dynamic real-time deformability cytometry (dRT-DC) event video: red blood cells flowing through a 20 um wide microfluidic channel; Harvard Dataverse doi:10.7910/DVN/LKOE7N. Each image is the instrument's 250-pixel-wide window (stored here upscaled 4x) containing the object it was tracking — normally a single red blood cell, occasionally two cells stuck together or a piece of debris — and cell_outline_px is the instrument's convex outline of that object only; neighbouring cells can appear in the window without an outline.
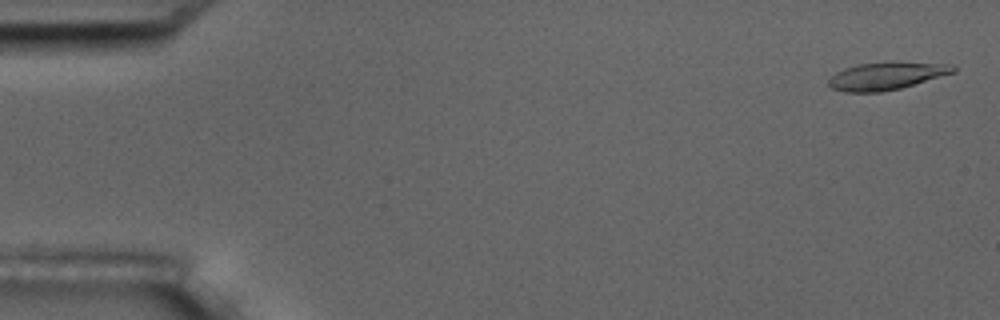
{"species": "common noctule bat (a hibernating species)", "species_latin": "Nyctalus noctula", "temperature_condition": "room temperature", "stored_images_in_passage": 8, "camera_frame_rate_fps": 3000, "um_per_image_px": 0.085, "animal": {"sex": "male", "body_mass_g": 17.5, "forearm_length_mm": 52.3}, "frame": {"image": 1, "passage_image": 1, "time_ms": 0.0, "image_size_px": [1000, 320], "cell_outline_px": [[956, 72], [900, 88], [880, 92], [844, 92], [832, 88], [828, 84], [828, 80], [836, 72], [844, 68], [856, 64], [944, 64], [956, 68]], "centroid_in_image_um": [75.25, 6.5], "position_along_channel_um": 9.8, "area_um2": 19.02}}
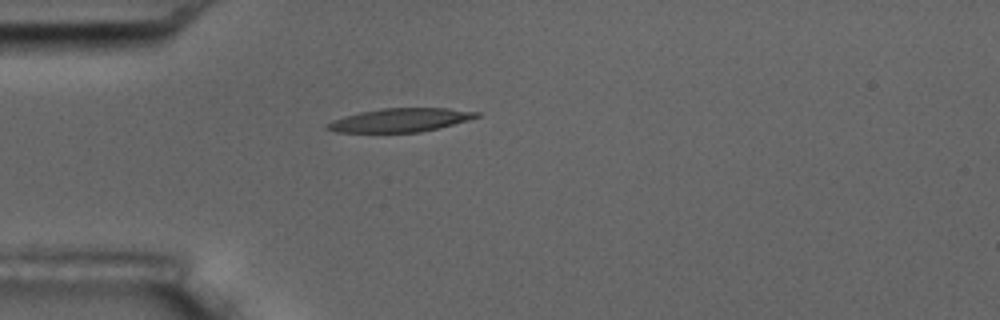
{"frame": {"image": 2, "passage_image": 5, "time_ms": 4.667, "image_size_px": [1000, 320], "cell_outline_px": [[480, 116], [468, 120], [420, 132], [336, 132], [324, 128], [332, 120], [344, 116], [360, 112], [380, 108], [448, 108], [480, 112]], "centroid_in_image_um": [34.0, 10.2], "position_along_channel_um": 51.0, "area_um2": 20.35}}